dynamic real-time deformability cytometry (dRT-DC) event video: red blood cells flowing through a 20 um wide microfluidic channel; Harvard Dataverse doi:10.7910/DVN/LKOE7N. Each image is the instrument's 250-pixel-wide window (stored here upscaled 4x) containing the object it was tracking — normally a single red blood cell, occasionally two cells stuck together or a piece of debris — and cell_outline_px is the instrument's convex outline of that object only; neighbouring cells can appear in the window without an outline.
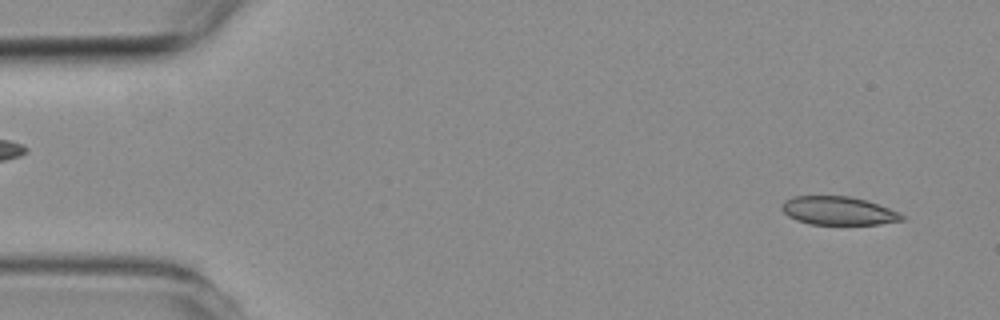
{"species": "common noctule bat (a hibernating species)", "species_latin": "Nyctalus noctula", "temperature_condition": "room temperature", "stored_images_in_passage": 4, "camera_frame_rate_fps": 3000, "um_per_image_px": 0.085, "animal": {"sex": "female", "body_mass_g": 19.3, "forearm_length_mm": 54.1}, "frame": {"image": 1, "passage_image": 1, "time_ms": 0.0, "image_size_px": [1000, 320], "cell_outline_px": [[904, 220], [880, 224], [808, 224], [796, 220], [788, 216], [780, 208], [780, 204], [784, 200], [792, 196], [848, 196], [864, 200], [900, 212], [904, 216]], "centroid_in_image_um": [71.21, 17.91], "position_along_channel_um": 13.8, "area_um2": 19.88}}
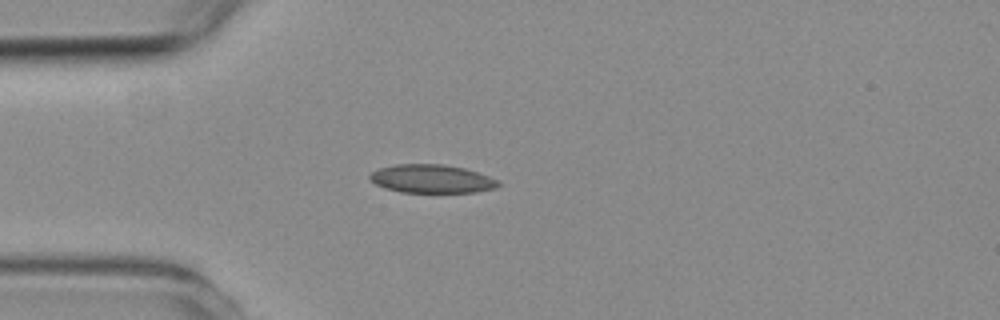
{"frame": {"image": 2, "passage_image": 4, "time_ms": 3.333, "image_size_px": [1000, 320], "cell_outline_px": [[500, 184], [496, 188], [476, 192], [400, 192], [384, 188], [376, 184], [368, 176], [372, 172], [380, 168], [396, 164], [444, 164], [464, 168], [500, 180]], "centroid_in_image_um": [36.71, 15.2], "position_along_channel_um": 48.3, "area_um2": 21.21}}